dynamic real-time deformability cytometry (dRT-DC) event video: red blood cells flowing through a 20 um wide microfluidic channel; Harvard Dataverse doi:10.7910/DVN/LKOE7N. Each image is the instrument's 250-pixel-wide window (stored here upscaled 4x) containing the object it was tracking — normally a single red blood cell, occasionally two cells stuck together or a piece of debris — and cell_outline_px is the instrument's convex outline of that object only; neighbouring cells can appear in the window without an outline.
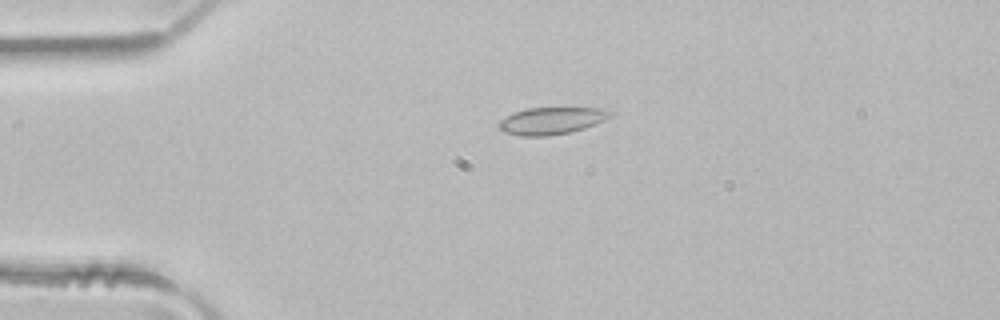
{"species": "common noctule bat (a hibernating species)", "species_latin": "Nyctalus noctula", "temperature_condition": "room temperature", "stored_images_in_passage": 5, "camera_frame_rate_fps": 3000, "um_per_image_px": 0.085, "animal": {"sex": "male", "body_mass_g": 21.5, "forearm_length_mm": 52.0}, "frame": {"image": 1, "passage_image": 3, "time_ms": 0.667, "image_size_px": [1000, 320], "cell_outline_px": [[612, 116], [604, 120], [584, 128], [568, 132], [548, 136], [520, 136], [504, 132], [500, 128], [500, 120], [512, 112], [528, 108], [600, 108], [612, 112]], "centroid_in_image_um": [46.86, 10.26], "position_along_channel_um": 38.1, "area_um2": 17.4}}
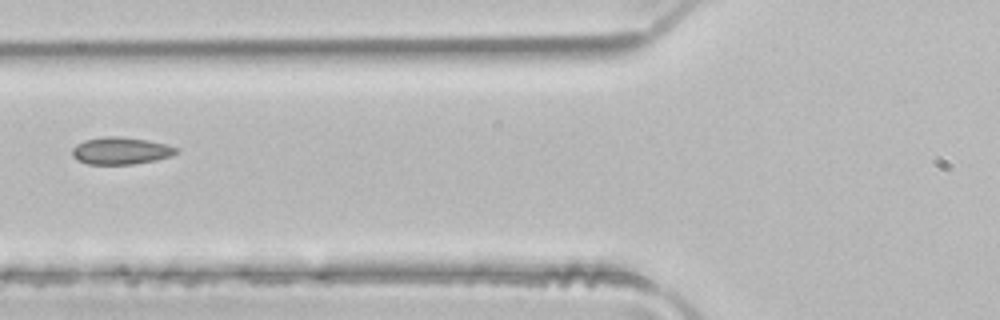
{"frame": {"image": 2, "passage_image": 5, "time_ms": 1.333, "image_size_px": [1000, 320], "cell_outline_px": [[180, 152], [156, 160], [132, 164], [88, 164], [72, 156], [72, 148], [76, 144], [84, 140], [104, 136], [120, 136], [148, 140], [180, 148]], "centroid_in_image_um": [10.27, 12.8], "position_along_channel_um": 115.5, "area_um2": 16.47}}